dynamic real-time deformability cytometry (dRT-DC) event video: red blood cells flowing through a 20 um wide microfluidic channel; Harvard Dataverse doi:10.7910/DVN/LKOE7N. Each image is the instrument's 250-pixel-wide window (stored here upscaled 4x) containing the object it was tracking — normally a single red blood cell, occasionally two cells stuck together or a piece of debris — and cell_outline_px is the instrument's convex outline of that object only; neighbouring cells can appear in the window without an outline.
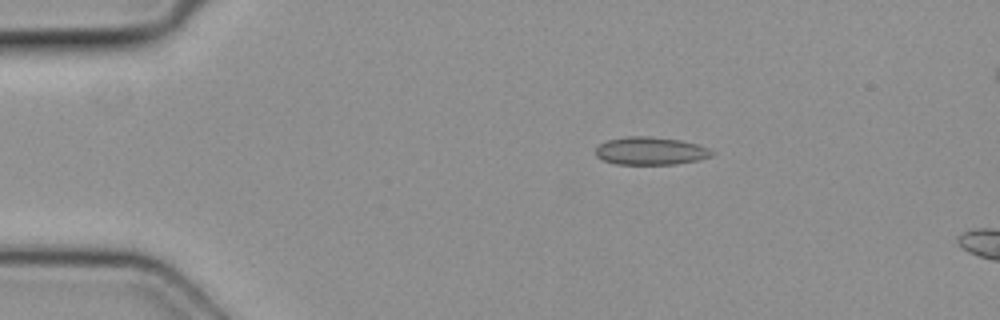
{"species": "common noctule bat (a hibernating species)", "species_latin": "Nyctalus noctula", "temperature_condition": "cold", "stored_images_in_passage": 5, "camera_frame_rate_fps": 3000, "um_per_image_px": 0.085, "animal": {"sex": "female", "body_mass_g": 19.3, "forearm_length_mm": 54.1}, "frame": {"image": 1, "passage_image": 3, "time_ms": 0.667, "image_size_px": [1000, 320], "cell_outline_px": [[712, 156], [696, 160], [676, 164], [616, 164], [604, 160], [596, 156], [596, 148], [600, 144], [608, 140], [624, 136], [652, 136], [680, 140], [696, 144], [708, 148], [712, 152]], "centroid_in_image_um": [55.27, 12.82], "position_along_channel_um": 29.7, "area_um2": 18.73}}